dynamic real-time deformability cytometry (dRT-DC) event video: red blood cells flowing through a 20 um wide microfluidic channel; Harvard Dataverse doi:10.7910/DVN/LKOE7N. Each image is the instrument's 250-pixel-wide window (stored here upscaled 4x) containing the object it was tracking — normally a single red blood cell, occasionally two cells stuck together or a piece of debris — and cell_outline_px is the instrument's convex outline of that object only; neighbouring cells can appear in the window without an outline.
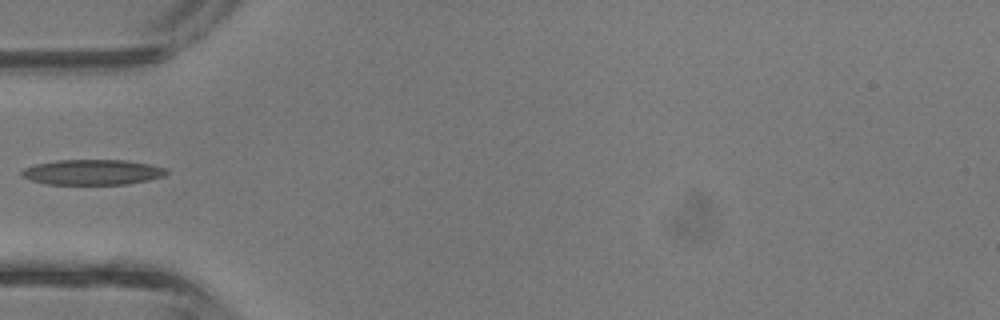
{"species": "common noctule bat (a hibernating species)", "species_latin": "Nyctalus noctula", "temperature_condition": "room temperature", "stored_images_in_passage": 4, "camera_frame_rate_fps": 3000, "um_per_image_px": 0.085, "animal": {"sex": "male", "body_mass_g": 13.3}, "frame": {"image": 1, "passage_image": 4, "time_ms": 1.0, "image_size_px": [1000, 320], "cell_outline_px": [[168, 172], [164, 176], [148, 180], [128, 184], [48, 184], [32, 180], [20, 176], [20, 172], [24, 168], [36, 164], [56, 160], [124, 160], [148, 164], [168, 168]], "centroid_in_image_um": [7.86, 14.63], "position_along_channel_um": 77.1, "area_um2": 21.33}}